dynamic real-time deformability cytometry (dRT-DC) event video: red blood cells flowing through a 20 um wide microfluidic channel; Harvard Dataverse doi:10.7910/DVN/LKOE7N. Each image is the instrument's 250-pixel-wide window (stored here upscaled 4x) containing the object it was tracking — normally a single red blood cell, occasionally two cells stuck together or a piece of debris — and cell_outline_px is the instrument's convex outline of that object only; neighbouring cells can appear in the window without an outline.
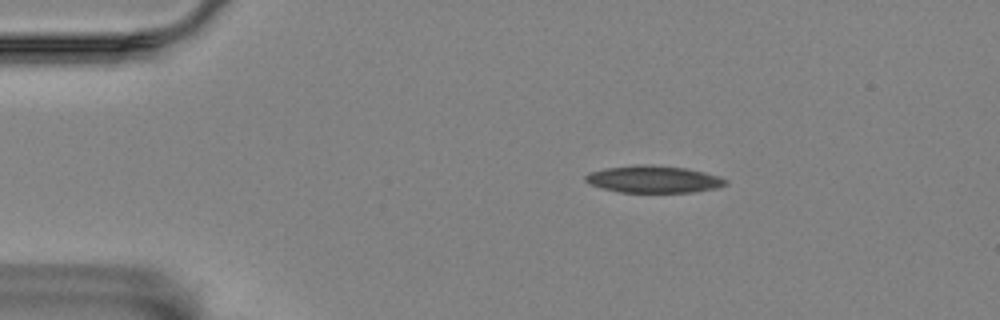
{"species": "Egyptian fruit bat (a non-hibernating species)", "species_latin": "Rousettus aegyptiacus", "temperature_condition": "room temperature", "stored_images_in_passage": 7, "camera_frame_rate_fps": 3000, "um_per_image_px": 0.085, "animal": {"sex": "female"}, "frame": {"image": 1, "passage_image": 2, "time_ms": 0.333, "image_size_px": [1000, 320], "cell_outline_px": [[728, 184], [716, 188], [692, 192], [620, 192], [588, 184], [584, 180], [584, 176], [588, 172], [604, 168], [636, 164], [644, 164], [684, 168], [704, 172], [720, 176], [728, 180]], "centroid_in_image_um": [55.53, 15.23], "position_along_channel_um": 29.5, "area_um2": 22.2}}
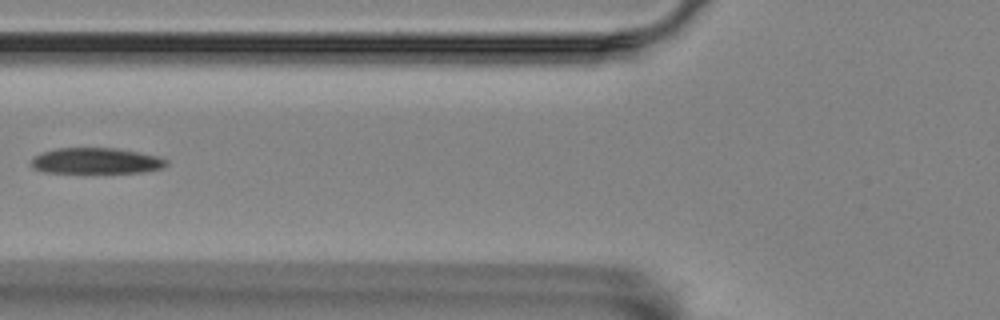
{"frame": {"image": 2, "passage_image": 5, "time_ms": 1.333, "image_size_px": [1000, 320], "cell_outline_px": [[168, 164], [160, 168], [144, 172], [40, 172], [32, 168], [28, 160], [32, 156], [40, 152], [56, 148], [116, 148], [140, 152], [160, 156], [168, 160]], "centroid_in_image_um": [8.1, 13.66], "position_along_channel_um": 117.7, "area_um2": 20.69}}
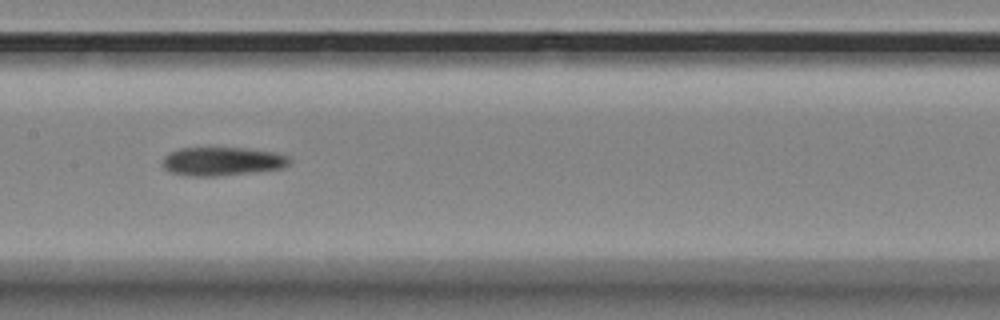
{"frame": {"image": 3, "passage_image": 7, "time_ms": 2.0, "image_size_px": [1000, 320], "cell_outline_px": [[292, 160], [284, 168], [256, 172], [216, 176], [192, 176], [172, 172], [164, 168], [160, 164], [164, 156], [180, 148], [244, 148], [272, 152], [288, 156]], "centroid_in_image_um": [18.89, 13.72], "position_along_channel_um": 188.5, "area_um2": 21.1}}